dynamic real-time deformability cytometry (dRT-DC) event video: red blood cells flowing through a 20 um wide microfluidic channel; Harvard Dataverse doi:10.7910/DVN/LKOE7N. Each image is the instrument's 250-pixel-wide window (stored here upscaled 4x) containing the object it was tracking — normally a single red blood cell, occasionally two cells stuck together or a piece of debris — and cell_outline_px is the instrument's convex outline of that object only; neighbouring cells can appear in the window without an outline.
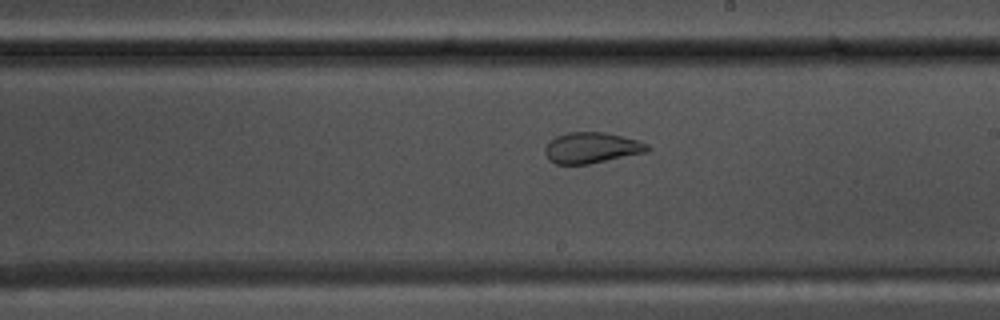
{"species": "common noctule bat (a hibernating species)", "species_latin": "Nyctalus noctula", "temperature_condition": "warm", "stored_images_in_passage": 32, "camera_frame_rate_fps": 3000, "um_per_image_px": 0.085, "animal": {"sex": "male", "body_mass_g": 17.5, "forearm_length_mm": 52.3}, "frame": {"image": 1, "passage_image": 23, "time_ms": 7.333, "image_size_px": [1000, 320], "cell_outline_px": [[652, 148], [648, 152], [588, 164], [556, 164], [548, 160], [544, 152], [544, 148], [556, 136], [568, 132], [604, 132], [640, 140], [648, 144]], "centroid_in_image_um": [50.32, 12.56], "position_along_channel_um": 238.7, "area_um2": 18.55}}